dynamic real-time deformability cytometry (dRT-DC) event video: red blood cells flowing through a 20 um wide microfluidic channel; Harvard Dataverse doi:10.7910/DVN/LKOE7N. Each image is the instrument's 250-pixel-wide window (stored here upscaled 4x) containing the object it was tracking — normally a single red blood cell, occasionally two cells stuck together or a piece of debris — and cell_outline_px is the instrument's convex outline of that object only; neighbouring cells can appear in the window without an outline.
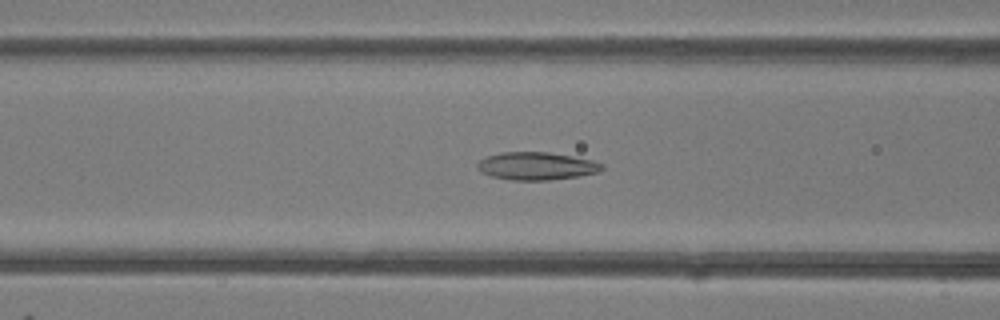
{"species": "common noctule bat (a hibernating species)", "species_latin": "Nyctalus noctula", "temperature_condition": "room temperature", "stored_images_in_passage": 34, "camera_frame_rate_fps": 3000, "um_per_image_px": 0.085, "animal": {"sex": "female"}, "frame": {"image": 1, "passage_image": 5, "time_ms": 1.333, "image_size_px": [1000, 320], "cell_outline_px": [[604, 168], [600, 172], [580, 176], [548, 180], [512, 180], [492, 176], [480, 172], [476, 168], [476, 164], [480, 160], [488, 156], [500, 152], [548, 152], [572, 156], [592, 160], [604, 164]], "centroid_in_image_um": [45.62, 14.11], "position_along_channel_um": 121.0, "area_um2": 20.29}}
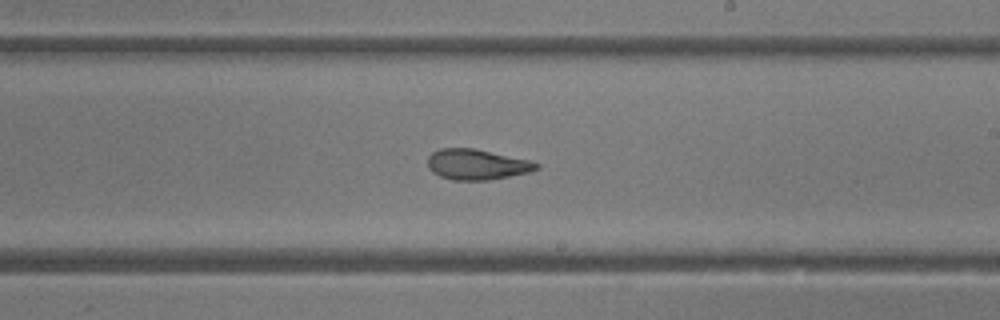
{"frame": {"image": 2, "passage_image": 14, "time_ms": 4.333, "image_size_px": [1000, 320], "cell_outline_px": [[540, 168], [528, 172], [488, 180], [452, 180], [440, 176], [432, 172], [428, 168], [428, 156], [432, 152], [440, 148], [476, 148], [532, 160], [540, 164]], "centroid_in_image_um": [40.54, 13.96], "position_along_channel_um": 248.5, "area_um2": 19.54}}
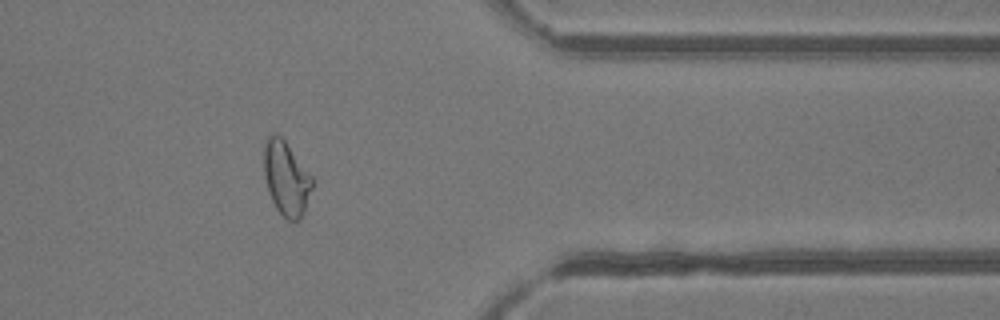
{"frame": {"image": 3, "passage_image": 25, "time_ms": 8.0, "image_size_px": [1000, 320], "cell_outline_px": [[312, 188], [304, 212], [300, 220], [296, 224], [288, 220], [276, 208], [268, 192], [264, 176], [264, 140], [268, 136], [276, 132], [284, 140], [312, 176]], "centroid_in_image_um": [24.32, 15.17], "position_along_channel_um": 387.1, "area_um2": 20.92}, "authors_computed_cell_mechanics": {"area_um2": 20.3745, "velocity_mm_per_s": 4.2507, "shape_relaxation_time_tau1_ms": 7.155, "shape_relaxation_time_tau2_ms": 1.6969, "deformation_change_tau1": 0.2025, "deformation_change_tau2": 0.0839}}